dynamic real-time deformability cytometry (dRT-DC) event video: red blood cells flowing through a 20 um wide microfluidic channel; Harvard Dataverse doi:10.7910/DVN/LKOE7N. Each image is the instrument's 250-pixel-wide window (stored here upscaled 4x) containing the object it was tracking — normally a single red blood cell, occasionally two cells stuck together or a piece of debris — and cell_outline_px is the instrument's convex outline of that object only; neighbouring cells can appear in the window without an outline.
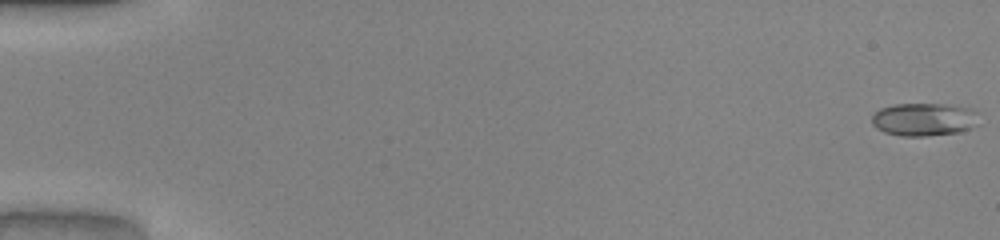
{"species": "common noctule bat (a hibernating species)", "species_latin": "Nyctalus noctula", "temperature_condition": "warm", "stored_images_in_passage": 51, "camera_frame_rate_fps": 3000, "um_per_image_px": 0.085, "animal": {"sex": "male", "body_mass_g": 20.0, "forearm_length_mm": 53.3}, "frame": {"image": 1, "passage_image": 1, "time_ms": 0.0, "image_size_px": [1000, 240], "cell_outline_px": [[980, 124], [972, 128], [960, 132], [924, 136], [900, 136], [884, 132], [876, 128], [872, 124], [872, 116], [880, 108], [896, 104], [944, 104], [972, 108], [976, 112]], "centroid_in_image_um": [78.57, 10.15], "position_along_channel_um": 6.4, "area_um2": 20.81}}
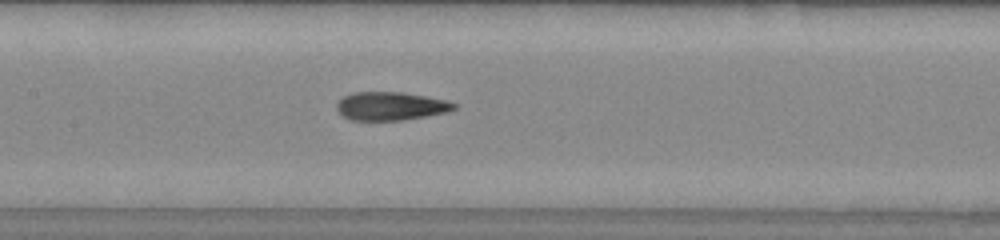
{"frame": {"image": 2, "passage_image": 26, "time_ms": 8.333, "image_size_px": [1000, 240], "cell_outline_px": [[456, 108], [444, 112], [404, 120], [352, 120], [344, 116], [336, 108], [336, 104], [344, 96], [352, 92], [400, 92], [424, 96], [444, 100], [456, 104]], "centroid_in_image_um": [33.16, 9.01], "position_along_channel_um": 174.2, "area_um2": 19.02}}
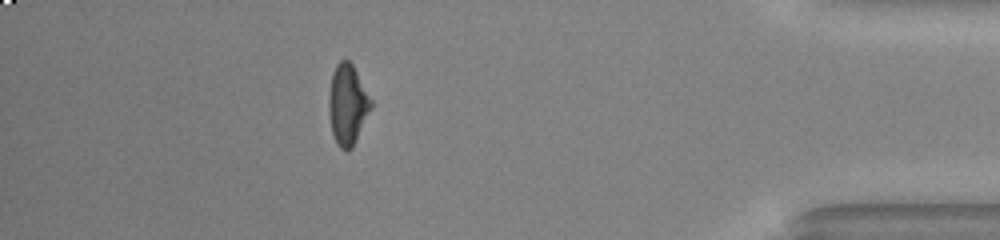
{"frame": {"image": 3, "passage_image": 46, "time_ms": 15.0, "image_size_px": [1000, 240], "cell_outline_px": [[372, 108], [352, 148], [348, 152], [344, 152], [336, 144], [332, 132], [328, 112], [328, 96], [332, 72], [336, 64], [340, 60], [348, 60], [352, 64], [372, 100]], "centroid_in_image_um": [29.53, 8.92], "position_along_channel_um": 405.7, "area_um2": 20.0}, "authors_computed_cell_mechanics": {"area_um2": 19.363, "velocity_mm_per_s": 4.1163, "shape_relaxation_time_tau1_ms": null, "shape_relaxation_time_tau2_ms": 1.3, "deformation_change_tau1": null, "deformation_change_tau2": 0.0944}}